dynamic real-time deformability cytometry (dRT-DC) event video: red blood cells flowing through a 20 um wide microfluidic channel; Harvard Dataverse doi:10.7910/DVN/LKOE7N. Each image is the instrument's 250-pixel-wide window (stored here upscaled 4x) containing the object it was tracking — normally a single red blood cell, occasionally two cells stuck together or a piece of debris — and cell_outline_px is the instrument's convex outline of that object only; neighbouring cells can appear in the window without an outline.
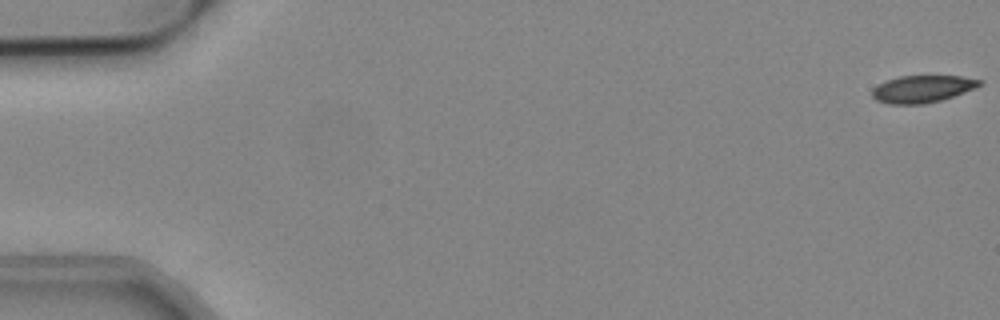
{"species": "common noctule bat (a hibernating species)", "species_latin": "Nyctalus noctula", "temperature_condition": "cold", "stored_images_in_passage": 45, "camera_frame_rate_fps": 3000, "um_per_image_px": 0.085, "animal": {"sex": "male", "body_mass_g": 19.2, "forearm_length_mm": 51.8}, "frame": {"image": 1, "passage_image": 1, "time_ms": 0.0, "image_size_px": [1000, 320], "cell_outline_px": [[984, 80], [980, 84], [964, 92], [940, 100], [924, 104], [888, 104], [876, 100], [872, 96], [872, 88], [888, 80], [900, 76], [960, 76]], "centroid_in_image_um": [78.36, 7.56], "position_along_channel_um": 6.6, "area_um2": 16.76}}
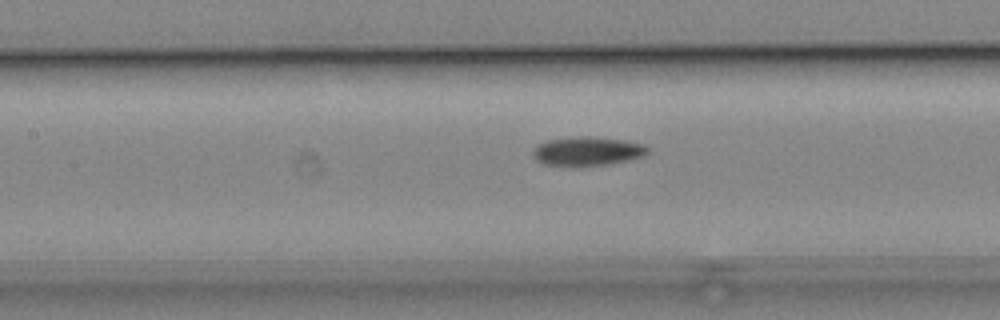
{"frame": {"image": 2, "passage_image": 25, "time_ms": 8.0, "image_size_px": [1000, 320], "cell_outline_px": [[648, 152], [644, 156], [628, 160], [608, 164], [572, 168], [544, 164], [536, 160], [532, 156], [532, 152], [540, 144], [548, 140], [580, 136], [588, 136], [624, 140], [644, 144], [648, 148]], "centroid_in_image_um": [49.91, 12.88], "position_along_channel_um": 157.5, "area_um2": 19.65}}
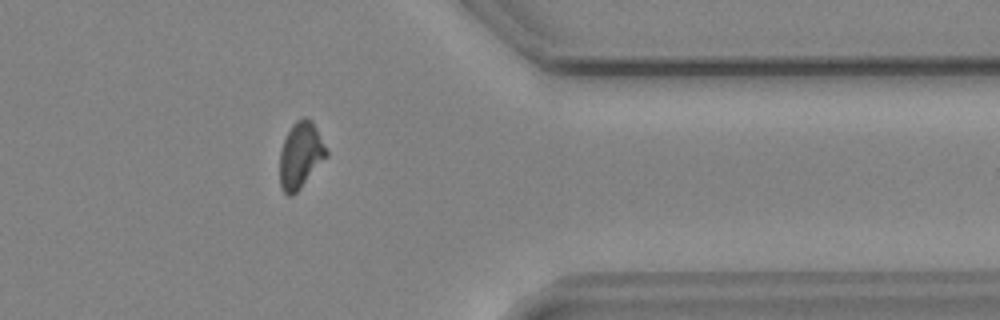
{"frame": {"image": 3, "passage_image": 44, "time_ms": 14.333, "image_size_px": [1000, 320], "cell_outline_px": [[328, 156], [300, 188], [292, 196], [288, 196], [284, 192], [280, 184], [280, 152], [284, 140], [292, 124], [296, 120], [304, 116], [308, 116], [312, 120], [328, 148]], "centroid_in_image_um": [25.57, 13.16], "position_along_channel_um": 385.8, "area_um2": 18.15}}